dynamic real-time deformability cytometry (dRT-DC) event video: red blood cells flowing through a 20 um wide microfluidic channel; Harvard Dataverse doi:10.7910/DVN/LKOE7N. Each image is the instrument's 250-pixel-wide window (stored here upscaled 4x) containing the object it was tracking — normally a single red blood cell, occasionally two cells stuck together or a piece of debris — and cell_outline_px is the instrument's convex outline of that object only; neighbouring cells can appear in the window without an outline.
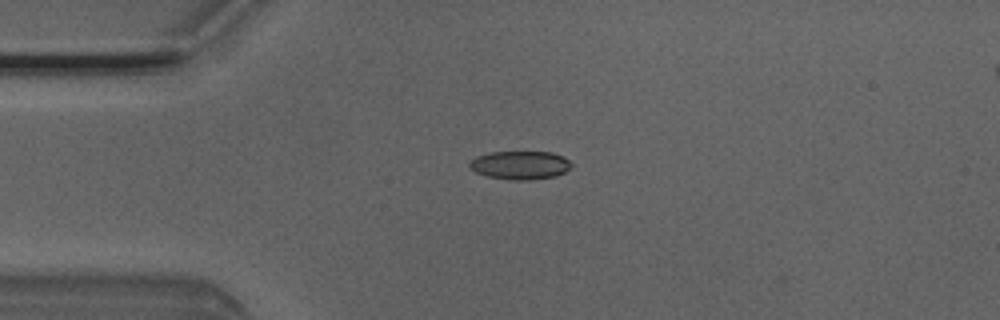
{"species": "Egyptian fruit bat (a non-hibernating species)", "species_latin": "Rousettus aegyptiacus", "temperature_condition": "room temperature", "stored_images_in_passage": 4, "camera_frame_rate_fps": 3000, "um_per_image_px": 0.085, "animal": {"sex": "male"}, "frame": {"image": 1, "passage_image": 2, "time_ms": 0.333, "image_size_px": [1000, 320], "cell_outline_px": [[572, 168], [556, 176], [528, 180], [508, 180], [488, 176], [476, 172], [468, 168], [468, 164], [476, 156], [488, 152], [552, 152], [564, 156], [572, 164]], "centroid_in_image_um": [44.21, 14.03], "position_along_channel_um": 40.8, "area_um2": 17.05}}